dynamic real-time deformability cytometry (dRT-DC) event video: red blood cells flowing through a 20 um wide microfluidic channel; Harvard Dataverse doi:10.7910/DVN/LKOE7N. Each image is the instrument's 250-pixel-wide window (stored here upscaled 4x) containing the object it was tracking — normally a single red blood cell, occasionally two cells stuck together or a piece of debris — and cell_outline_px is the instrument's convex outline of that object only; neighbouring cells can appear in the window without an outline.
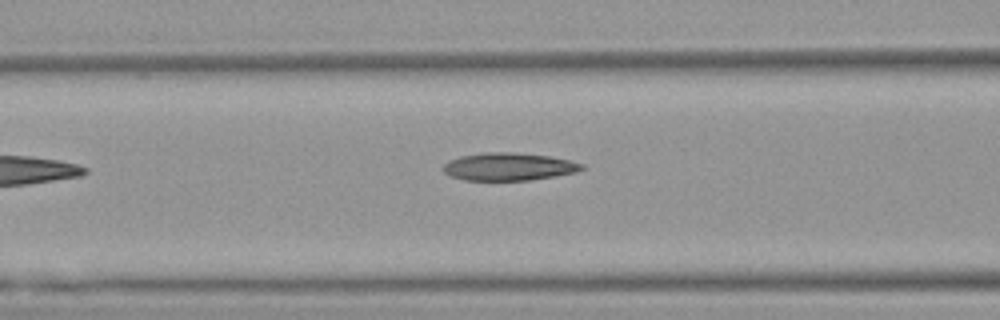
{"species": "Egyptian fruit bat (a non-hibernating species)", "species_latin": "Rousettus aegyptiacus", "temperature_condition": "warm", "stored_images_in_passage": 5, "segment_of_instrument_passage": [1, 2], "camera_frame_rate_fps": 3000, "um_per_image_px": 0.085, "animal": {"sex": "female"}, "frame": {"image": 1, "passage_image": 4, "time_ms": 1.0, "image_size_px": [1000, 320], "cell_outline_px": [[584, 168], [576, 172], [556, 176], [528, 180], [464, 180], [452, 176], [444, 172], [444, 164], [448, 160], [460, 156], [484, 152], [512, 152], [552, 156], [584, 164]], "centroid_in_image_um": [43.25, 14.16], "position_along_channel_um": 123.4, "area_um2": 22.37}}